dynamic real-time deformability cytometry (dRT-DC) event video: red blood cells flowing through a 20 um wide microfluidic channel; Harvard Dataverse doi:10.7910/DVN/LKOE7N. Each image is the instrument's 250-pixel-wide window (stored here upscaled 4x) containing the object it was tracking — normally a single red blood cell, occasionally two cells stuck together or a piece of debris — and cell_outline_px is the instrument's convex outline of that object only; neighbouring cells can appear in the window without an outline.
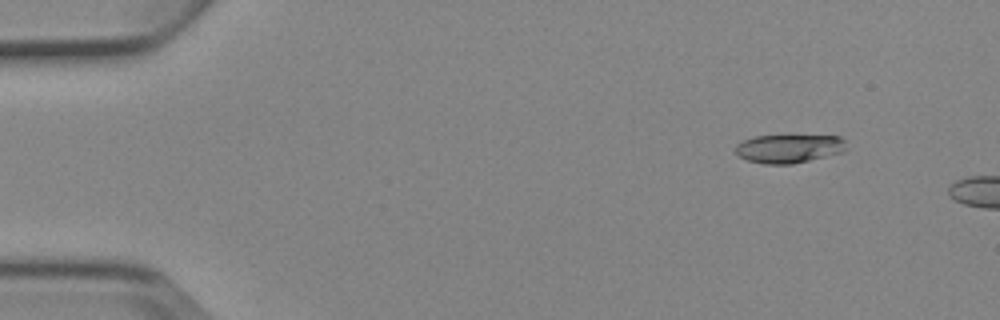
{"species": "Egyptian fruit bat (a non-hibernating species)", "species_latin": "Rousettus aegyptiacus", "temperature_condition": "cold", "stored_images_in_passage": 4, "camera_frame_rate_fps": 3000, "um_per_image_px": 0.085, "animal": {"sex": "female"}, "frame": {"image": 1, "passage_image": 2, "time_ms": 1.333, "image_size_px": [1000, 320], "cell_outline_px": [[844, 152], [792, 164], [764, 164], [748, 160], [740, 156], [736, 152], [736, 144], [744, 140], [756, 136], [792, 132], [840, 136], [844, 140]], "centroid_in_image_um": [67.09, 12.56], "position_along_channel_um": 17.9, "area_um2": 19.36}}